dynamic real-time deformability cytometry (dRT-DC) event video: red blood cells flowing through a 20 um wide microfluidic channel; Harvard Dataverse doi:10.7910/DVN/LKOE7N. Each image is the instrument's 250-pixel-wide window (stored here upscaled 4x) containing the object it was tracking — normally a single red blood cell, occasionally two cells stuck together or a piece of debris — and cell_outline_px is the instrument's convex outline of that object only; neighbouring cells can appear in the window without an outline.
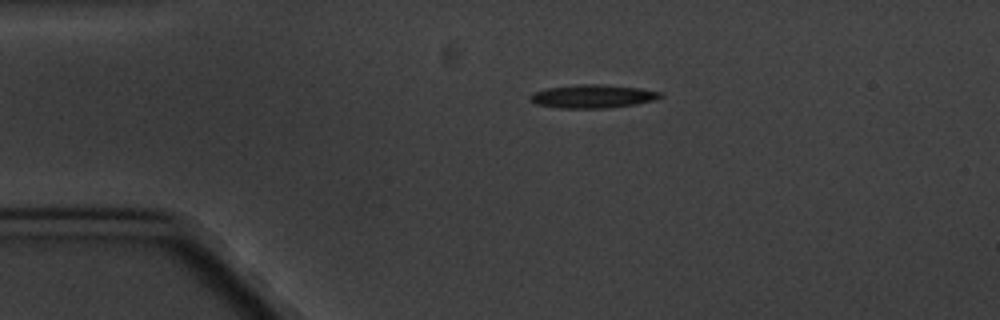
{"species": "common noctule bat (a hibernating species)", "species_latin": "Nyctalus noctula", "temperature_condition": "cold", "stored_images_in_passage": 7, "camera_frame_rate_fps": 3000, "um_per_image_px": 0.085, "animal": {"sex": "male", "body_mass_g": 20.1, "forearm_length_mm": 53.5}, "frame": {"image": 1, "passage_image": 1, "time_ms": 0.0, "image_size_px": [1000, 320], "cell_outline_px": [[664, 96], [656, 100], [636, 104], [604, 108], [560, 108], [536, 104], [528, 96], [532, 92], [548, 88], [584, 84], [600, 84], [640, 88], [664, 92]], "centroid_in_image_um": [50.43, 8.19], "position_along_channel_um": 34.6, "area_um2": 17.74}}
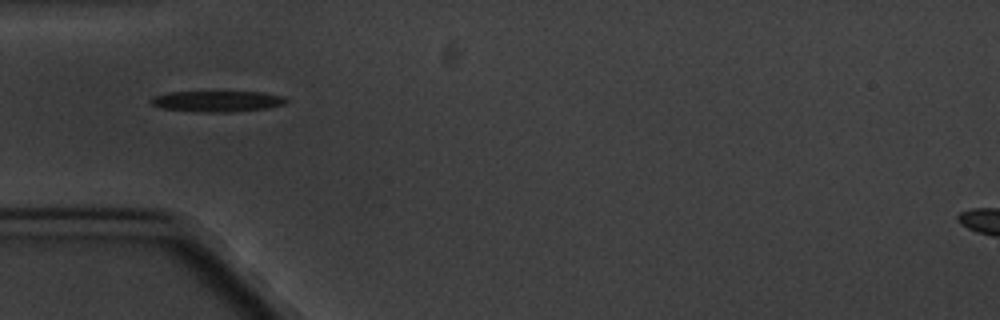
{"frame": {"image": 2, "passage_image": 3, "time_ms": 2.0, "image_size_px": [1000, 320], "cell_outline_px": [[288, 100], [284, 104], [268, 108], [232, 112], [208, 112], [160, 108], [152, 104], [152, 96], [168, 92], [264, 92], [284, 96]], "centroid_in_image_um": [18.5, 8.6], "position_along_channel_um": 66.5, "area_um2": 16.42}}